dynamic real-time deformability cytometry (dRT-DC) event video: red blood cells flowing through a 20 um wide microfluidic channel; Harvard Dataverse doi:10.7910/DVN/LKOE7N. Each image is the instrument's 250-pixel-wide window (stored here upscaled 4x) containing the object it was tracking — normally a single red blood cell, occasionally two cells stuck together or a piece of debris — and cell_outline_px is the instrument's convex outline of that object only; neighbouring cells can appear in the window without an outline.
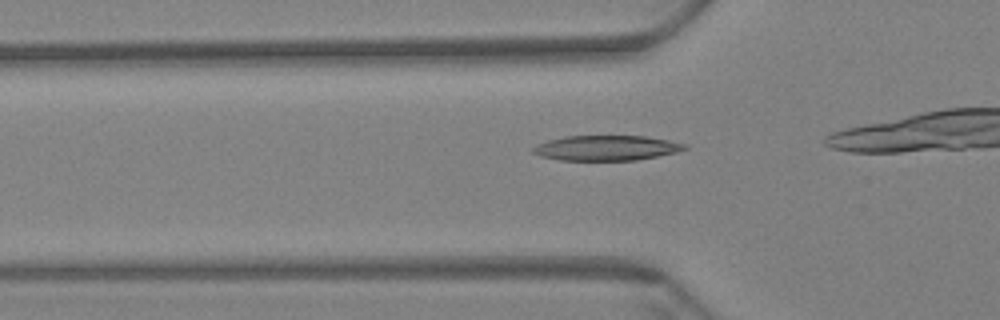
{"species": "Egyptian fruit bat (a non-hibernating species)", "species_latin": "Rousettus aegyptiacus", "temperature_condition": "warm", "stored_images_in_passage": 31, "camera_frame_rate_fps": 3000, "um_per_image_px": 0.085, "animal": {"sex": "female"}, "frame": {"image": 1, "passage_image": 8, "time_ms": 2.333, "image_size_px": [1000, 320], "cell_outline_px": [[688, 148], [676, 152], [636, 160], [560, 160], [540, 156], [532, 152], [532, 148], [536, 144], [548, 140], [564, 136], [644, 136], [668, 140], [688, 144]], "centroid_in_image_um": [51.52, 12.57], "position_along_channel_um": 74.3, "area_um2": 22.14}}
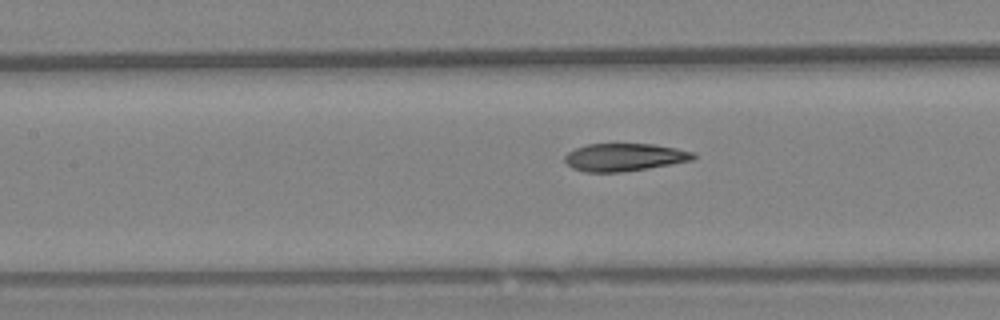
{"frame": {"image": 2, "passage_image": 15, "time_ms": 4.667, "image_size_px": [1000, 320], "cell_outline_px": [[696, 156], [692, 160], [672, 164], [648, 168], [620, 172], [584, 172], [572, 168], [564, 160], [564, 156], [568, 152], [576, 148], [588, 144], [652, 144], [676, 148], [696, 152]], "centroid_in_image_um": [53.08, 13.36], "position_along_channel_um": 154.3, "area_um2": 20.75}}
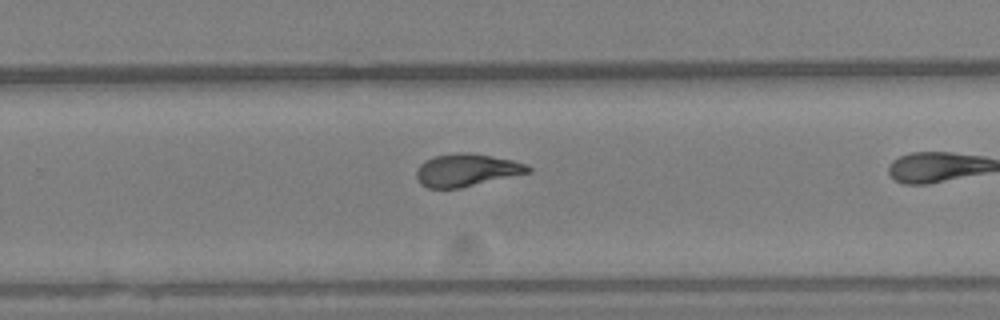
{"frame": {"image": 3, "passage_image": 27, "time_ms": 8.667, "image_size_px": [1000, 320], "cell_outline_px": [[532, 172], [460, 188], [428, 188], [420, 184], [416, 176], [416, 168], [424, 160], [432, 156], [460, 152], [468, 152], [512, 160], [528, 164], [532, 168]], "centroid_in_image_um": [39.65, 14.45], "position_along_channel_um": 290.2, "area_um2": 21.39}}